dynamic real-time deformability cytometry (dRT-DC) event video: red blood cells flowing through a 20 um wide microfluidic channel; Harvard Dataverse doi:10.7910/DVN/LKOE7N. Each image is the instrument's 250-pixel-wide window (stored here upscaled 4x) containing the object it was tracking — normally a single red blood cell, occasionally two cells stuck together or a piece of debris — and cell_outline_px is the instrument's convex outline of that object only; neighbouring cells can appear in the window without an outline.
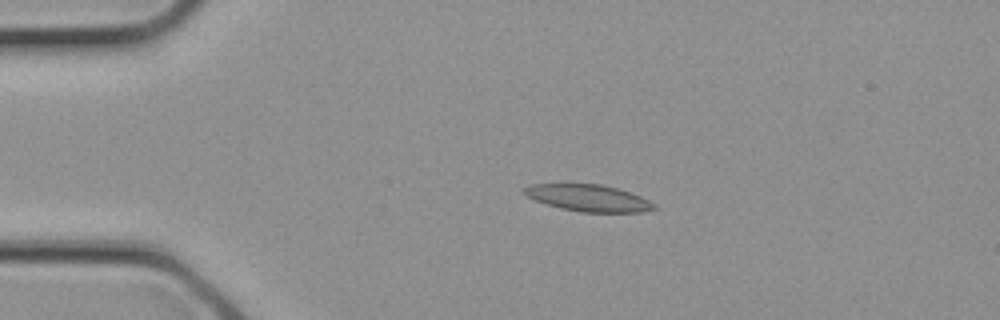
{"species": "common noctule bat (a hibernating species)", "species_latin": "Nyctalus noctula", "temperature_condition": "cold", "stored_images_in_passage": 11, "camera_frame_rate_fps": 3000, "um_per_image_px": 0.085, "animal": {"sex": "female", "body_mass_g": 21.9}, "frame": {"image": 1, "passage_image": 5, "time_ms": 1.333, "image_size_px": [1000, 320], "cell_outline_px": [[656, 208], [644, 212], [580, 212], [560, 208], [536, 200], [528, 196], [524, 192], [524, 188], [532, 184], [600, 184], [616, 188], [640, 196], [656, 204]], "centroid_in_image_um": [50.05, 16.83], "position_along_channel_um": 35.0, "area_um2": 19.94}}
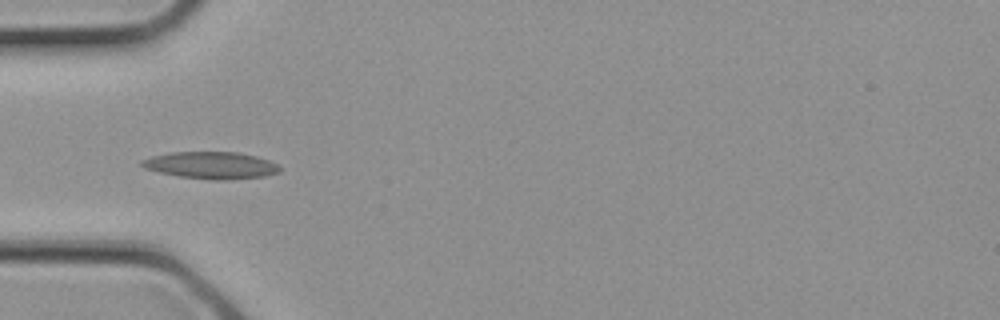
{"frame": {"image": 2, "passage_image": 8, "time_ms": 2.333, "image_size_px": [1000, 320], "cell_outline_px": [[280, 172], [264, 176], [224, 180], [216, 180], [180, 176], [160, 172], [144, 168], [140, 164], [140, 160], [152, 156], [168, 152], [240, 152], [256, 156], [268, 160], [276, 164], [280, 168]], "centroid_in_image_um": [17.92, 14.04], "position_along_channel_um": 67.1, "area_um2": 21.62}}
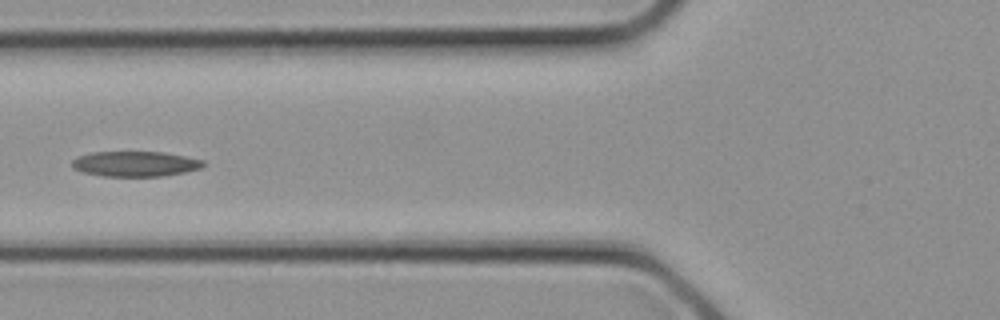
{"frame": {"image": 3, "passage_image": 10, "time_ms": 3.0, "image_size_px": [1000, 320], "cell_outline_px": [[204, 164], [200, 168], [184, 172], [164, 176], [104, 176], [84, 172], [72, 168], [72, 160], [76, 156], [92, 152], [164, 152], [204, 160]], "centroid_in_image_um": [11.47, 13.92], "position_along_channel_um": 114.3, "area_um2": 19.25}}